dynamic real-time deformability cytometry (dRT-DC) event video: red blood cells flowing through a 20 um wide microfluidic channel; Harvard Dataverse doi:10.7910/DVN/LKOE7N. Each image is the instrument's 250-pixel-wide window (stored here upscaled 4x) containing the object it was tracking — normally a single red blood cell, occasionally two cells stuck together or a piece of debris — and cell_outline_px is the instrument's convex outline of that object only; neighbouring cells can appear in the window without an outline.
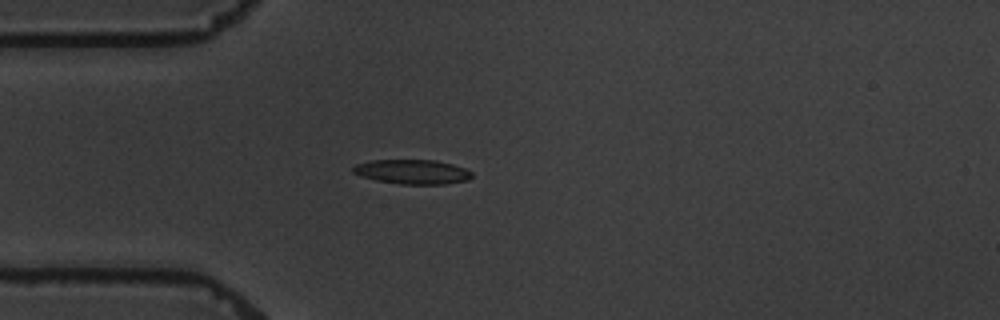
{"species": "common noctule bat (a hibernating species)", "species_latin": "Nyctalus noctula", "temperature_condition": "warm", "stored_images_in_passage": 6, "camera_frame_rate_fps": 3000, "um_per_image_px": 0.085, "animal": {"sex": "male", "body_mass_g": 19.5, "forearm_length_mm": 54.6}, "frame": {"image": 1, "passage_image": 5, "time_ms": 4.667, "image_size_px": [1000, 320], "cell_outline_px": [[472, 176], [468, 180], [444, 184], [400, 184], [376, 180], [360, 176], [352, 172], [352, 168], [356, 164], [372, 160], [436, 160], [452, 164], [464, 168], [472, 172]], "centroid_in_image_um": [35.04, 14.6], "position_along_channel_um": 50.0, "area_um2": 16.94}}